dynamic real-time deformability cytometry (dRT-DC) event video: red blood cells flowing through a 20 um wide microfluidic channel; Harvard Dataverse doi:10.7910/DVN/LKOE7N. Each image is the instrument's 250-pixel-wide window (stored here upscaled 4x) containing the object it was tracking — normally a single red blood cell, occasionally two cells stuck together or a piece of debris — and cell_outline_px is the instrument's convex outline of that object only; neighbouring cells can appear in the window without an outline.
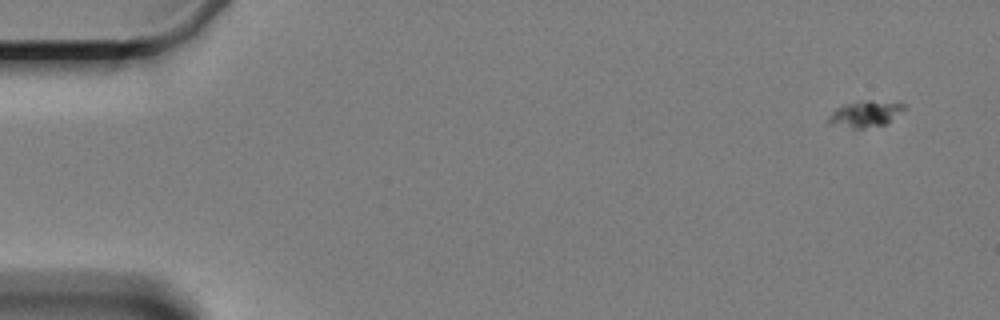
{"species": "Egyptian fruit bat (a non-hibernating species)", "species_latin": "Rousettus aegyptiacus", "temperature_condition": "cold", "stored_images_in_passage": 6, "camera_frame_rate_fps": 3000, "um_per_image_px": 0.085, "animal": {"sex": "female"}, "frame": {"image": 1, "passage_image": 1, "time_ms": 0.0, "image_size_px": [1000, 320], "cell_outline_px": [[904, 108], [884, 124], [864, 128], [852, 128], [828, 124], [828, 116], [836, 108], [848, 104], [868, 100], [872, 100], [904, 104]], "centroid_in_image_um": [73.47, 9.69], "position_along_channel_um": 11.5, "area_um2": 11.04}}
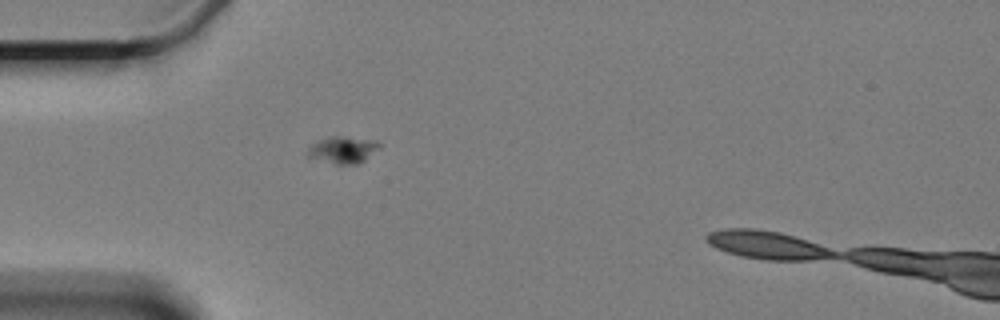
{"frame": {"image": 2, "passage_image": 5, "time_ms": 5.0, "image_size_px": [1000, 320], "cell_outline_px": [[380, 148], [360, 164], [336, 164], [308, 156], [308, 148], [312, 144], [328, 136], [340, 136], [376, 140], [380, 144]], "centroid_in_image_um": [29.19, 12.73], "position_along_channel_um": 55.8, "area_um2": 11.16}}